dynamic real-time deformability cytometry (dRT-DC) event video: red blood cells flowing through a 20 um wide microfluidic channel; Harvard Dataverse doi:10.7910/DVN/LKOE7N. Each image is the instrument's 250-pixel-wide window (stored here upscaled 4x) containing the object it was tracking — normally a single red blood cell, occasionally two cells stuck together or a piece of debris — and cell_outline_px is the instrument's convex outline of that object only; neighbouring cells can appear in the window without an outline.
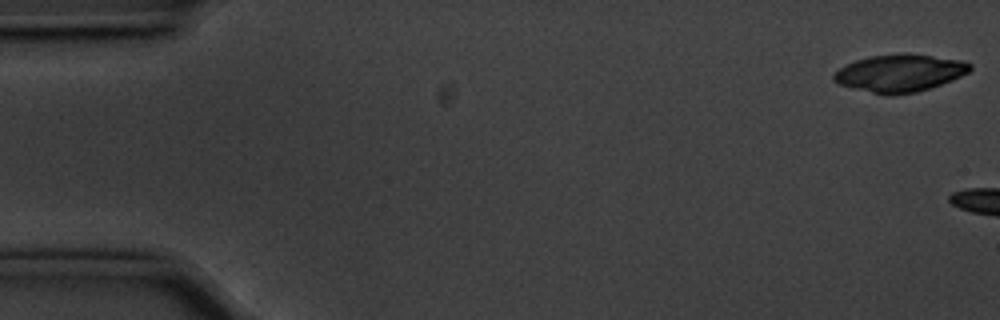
{"species": "common noctule bat (a hibernating species)", "species_latin": "Nyctalus noctula", "temperature_condition": "cold", "stored_images_in_passage": 10, "camera_frame_rate_fps": 3000, "um_per_image_px": 0.085, "animal": {"sex": "male", "body_mass_g": 20.1, "forearm_length_mm": 53.5}, "frame": {"image": 1, "passage_image": 1, "time_ms": 0.0, "image_size_px": [1000, 320], "cell_outline_px": [[972, 68], [968, 72], [952, 80], [916, 92], [892, 96], [888, 96], [840, 84], [832, 80], [832, 76], [844, 64], [868, 56], [904, 52], [908, 52], [960, 60], [972, 64]], "centroid_in_image_um": [76.47, 6.19], "position_along_channel_um": 8.5, "area_um2": 29.77}}